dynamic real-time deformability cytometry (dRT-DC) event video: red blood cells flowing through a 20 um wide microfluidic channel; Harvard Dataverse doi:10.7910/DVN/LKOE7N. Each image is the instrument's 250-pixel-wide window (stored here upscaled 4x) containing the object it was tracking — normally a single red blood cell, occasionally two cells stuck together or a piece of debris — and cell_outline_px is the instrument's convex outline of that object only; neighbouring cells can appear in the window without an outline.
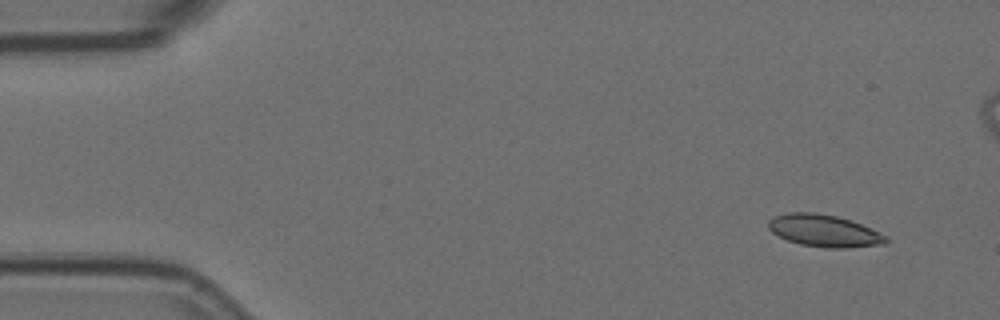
{"species": "Egyptian fruit bat (a non-hibernating species)", "species_latin": "Rousettus aegyptiacus", "temperature_condition": "room temperature", "stored_images_in_passage": 6, "camera_frame_rate_fps": 3000, "um_per_image_px": 0.085, "animal": {"sex": "female"}, "frame": {"image": 1, "passage_image": 1, "time_ms": 0.0, "image_size_px": [1000, 320], "cell_outline_px": [[888, 240], [884, 244], [848, 248], [828, 248], [800, 244], [788, 240], [772, 232], [768, 228], [768, 220], [776, 216], [788, 212], [816, 212], [836, 216], [852, 220], [888, 236]], "centroid_in_image_um": [70.07, 19.61], "position_along_channel_um": 14.9, "area_um2": 22.02}}
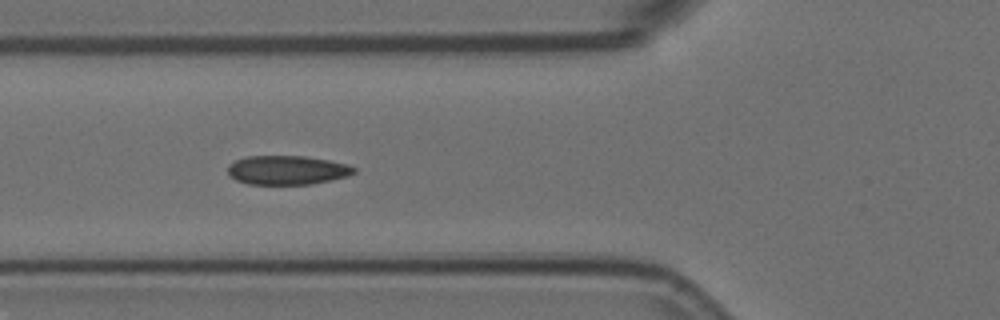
{"frame": {"image": 2, "passage_image": 5, "time_ms": 1.333, "image_size_px": [1000, 320], "cell_outline_px": [[356, 172], [348, 176], [332, 180], [312, 184], [248, 184], [236, 180], [228, 176], [228, 164], [236, 160], [248, 156], [304, 156], [328, 160], [348, 164], [356, 168]], "centroid_in_image_um": [24.41, 14.46], "position_along_channel_um": 101.4, "area_um2": 21.5}}
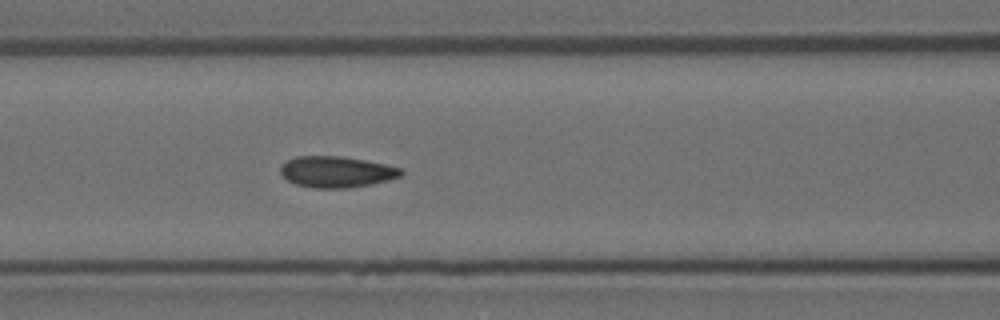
{"frame": {"image": 3, "passage_image": 6, "time_ms": 1.667, "image_size_px": [1000, 320], "cell_outline_px": [[404, 172], [400, 176], [388, 180], [372, 184], [348, 188], [312, 188], [296, 184], [288, 180], [280, 172], [280, 168], [288, 160], [296, 156], [344, 156], [384, 164], [400, 168]], "centroid_in_image_um": [28.6, 14.61], "position_along_channel_um": 138.0, "area_um2": 21.79}}